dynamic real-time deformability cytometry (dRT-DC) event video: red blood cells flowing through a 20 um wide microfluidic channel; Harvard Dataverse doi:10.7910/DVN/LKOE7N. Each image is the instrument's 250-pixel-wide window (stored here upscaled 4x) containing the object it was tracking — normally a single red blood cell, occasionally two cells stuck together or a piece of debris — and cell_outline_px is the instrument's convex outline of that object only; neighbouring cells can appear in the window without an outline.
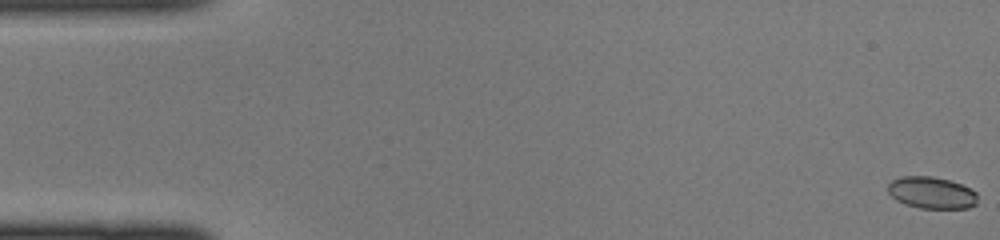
{"species": "common noctule bat (a hibernating species)", "species_latin": "Nyctalus noctula", "temperature_condition": "cold", "stored_images_in_passage": 45, "camera_frame_rate_fps": 3000, "um_per_image_px": 0.085, "animal": {"sex": "female", "body_mass_g": 22.0, "forearm_length_mm": 56.7}, "frame": {"image": 1, "passage_image": 1, "time_ms": 0.0, "image_size_px": [1000, 240], "cell_outline_px": [[976, 204], [968, 208], [920, 208], [904, 204], [896, 200], [888, 192], [888, 184], [892, 180], [900, 176], [932, 176], [948, 180], [960, 184], [976, 192]], "centroid_in_image_um": [79.15, 16.38], "position_along_channel_um": 5.9, "area_um2": 16.53}}
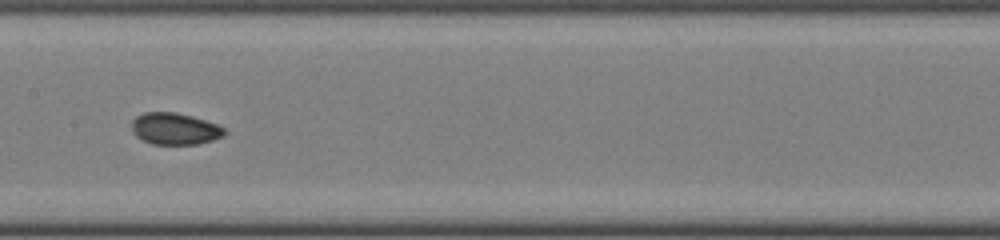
{"frame": {"image": 2, "passage_image": 23, "time_ms": 7.333, "image_size_px": [1000, 240], "cell_outline_px": [[228, 132], [224, 136], [212, 140], [196, 144], [152, 144], [136, 136], [132, 132], [132, 120], [136, 116], [144, 112], [176, 112], [192, 116], [216, 124], [224, 128]], "centroid_in_image_um": [14.86, 10.94], "position_along_channel_um": 192.5, "area_um2": 17.17}}
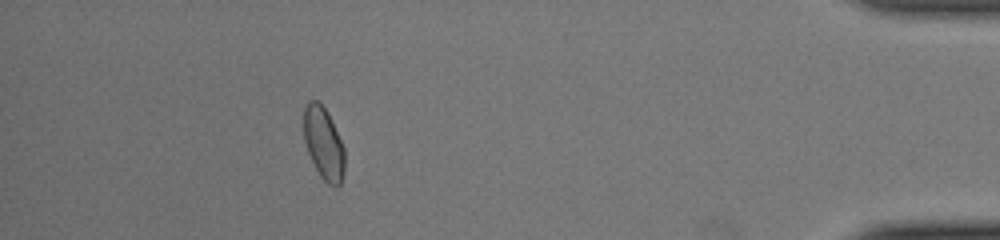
{"frame": {"image": 3, "passage_image": 41, "time_ms": 13.333, "image_size_px": [1000, 240], "cell_outline_px": [[344, 172], [340, 184], [336, 188], [328, 184], [320, 176], [308, 152], [304, 140], [304, 108], [308, 100], [320, 100], [328, 112], [344, 148]], "centroid_in_image_um": [27.5, 12.16], "position_along_channel_um": 407.7, "area_um2": 17.28}}